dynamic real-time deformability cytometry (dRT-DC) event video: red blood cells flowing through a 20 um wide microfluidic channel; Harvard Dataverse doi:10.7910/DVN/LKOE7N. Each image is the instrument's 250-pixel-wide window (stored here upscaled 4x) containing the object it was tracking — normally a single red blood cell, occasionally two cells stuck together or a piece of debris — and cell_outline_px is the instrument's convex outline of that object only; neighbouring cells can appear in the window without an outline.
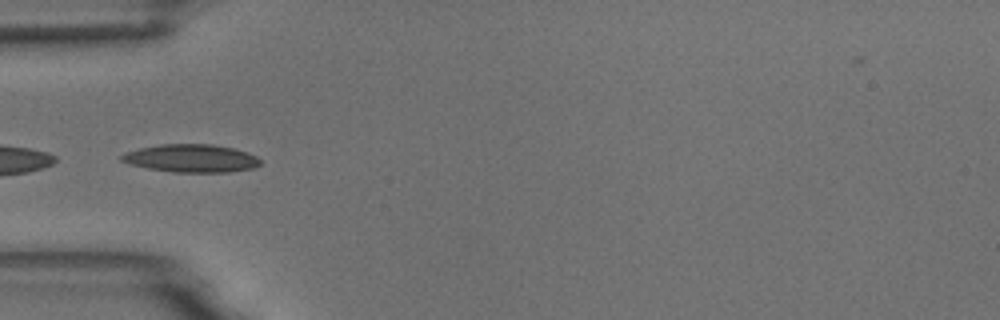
{"species": "common noctule bat (a hibernating species)", "species_latin": "Nyctalus noctula", "temperature_condition": "room temperature", "stored_images_in_passage": 6, "camera_frame_rate_fps": 3000, "um_per_image_px": 0.085, "animal": {"sex": "male", "body_mass_g": 18.8}, "frame": {"image": 1, "passage_image": 6, "time_ms": 5.667, "image_size_px": [1000, 320], "cell_outline_px": [[260, 164], [252, 168], [228, 172], [172, 172], [148, 168], [132, 164], [120, 160], [120, 156], [128, 152], [140, 148], [160, 144], [212, 144], [232, 148], [248, 152], [256, 156], [260, 160]], "centroid_in_image_um": [16.27, 13.45], "position_along_channel_um": 68.7, "area_um2": 22.37}}